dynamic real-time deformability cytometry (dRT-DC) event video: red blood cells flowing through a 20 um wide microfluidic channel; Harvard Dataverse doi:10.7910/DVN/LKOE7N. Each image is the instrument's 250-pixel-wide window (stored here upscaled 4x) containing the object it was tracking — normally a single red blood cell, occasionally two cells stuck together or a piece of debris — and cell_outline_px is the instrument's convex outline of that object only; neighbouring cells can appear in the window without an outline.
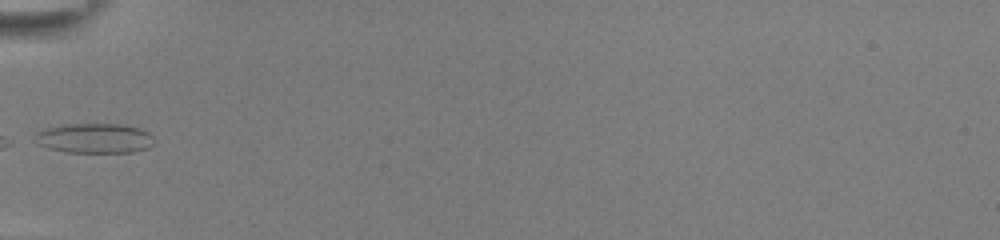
{"species": "common noctule bat (a hibernating species)", "species_latin": "Nyctalus noctula", "temperature_condition": "room temperature", "stored_images_in_passage": 18, "camera_frame_rate_fps": 3000, "um_per_image_px": 0.085, "animal": {"sex": "female", "body_mass_g": 22.0, "forearm_length_mm": 56.7}, "frame": {"image": 1, "passage_image": 1, "time_ms": 0.0, "image_size_px": [1000, 240], "cell_outline_px": [[156, 140], [148, 148], [132, 152], [68, 152], [48, 148], [36, 144], [28, 140], [36, 132], [48, 128], [68, 124], [120, 124], [140, 128], [148, 132]], "centroid_in_image_um": [7.98, 11.75], "position_along_channel_um": 77.0, "area_um2": 20.98}}